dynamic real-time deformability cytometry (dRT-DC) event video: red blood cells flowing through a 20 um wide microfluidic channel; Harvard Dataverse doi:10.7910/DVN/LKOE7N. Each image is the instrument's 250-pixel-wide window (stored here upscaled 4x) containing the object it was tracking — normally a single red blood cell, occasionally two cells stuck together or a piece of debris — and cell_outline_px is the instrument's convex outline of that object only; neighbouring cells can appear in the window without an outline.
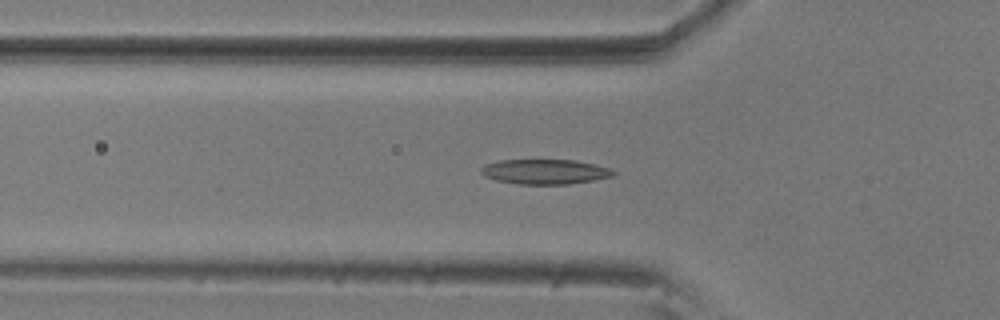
{"species": "common noctule bat (a hibernating species)", "species_latin": "Nyctalus noctula", "temperature_condition": "room temperature", "stored_images_in_passage": 27, "camera_frame_rate_fps": 3000, "um_per_image_px": 0.085, "animal": {"sex": "male", "body_mass_g": 20.5, "forearm_length_mm": 52.5}, "frame": {"image": 1, "passage_image": 19, "time_ms": 6.0, "image_size_px": [1000, 320], "cell_outline_px": [[616, 172], [612, 176], [592, 180], [568, 184], [520, 184], [496, 180], [484, 176], [480, 172], [480, 168], [488, 164], [500, 160], [572, 160], [596, 164], [608, 168]], "centroid_in_image_um": [46.3, 14.59], "position_along_channel_um": 79.5, "area_um2": 18.96}}
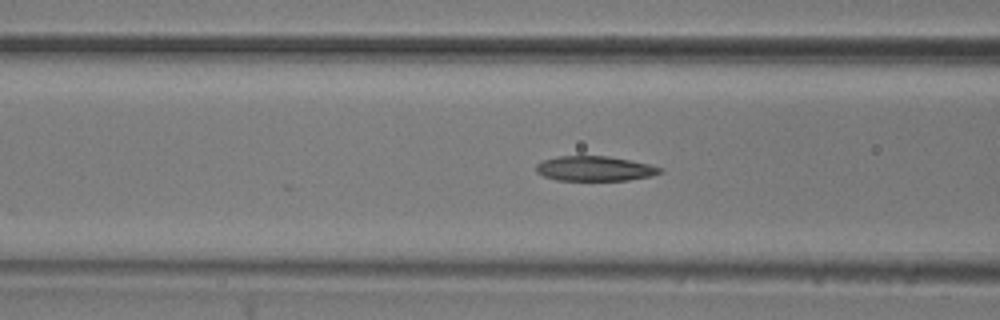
{"frame": {"image": 2, "passage_image": 22, "time_ms": 7.0, "image_size_px": [1000, 320], "cell_outline_px": [[664, 172], [652, 176], [628, 180], [556, 180], [544, 176], [536, 172], [536, 164], [544, 160], [556, 156], [608, 156], [648, 164], [664, 168]], "centroid_in_image_um": [50.57, 14.33], "position_along_channel_um": 116.0, "area_um2": 17.98}}
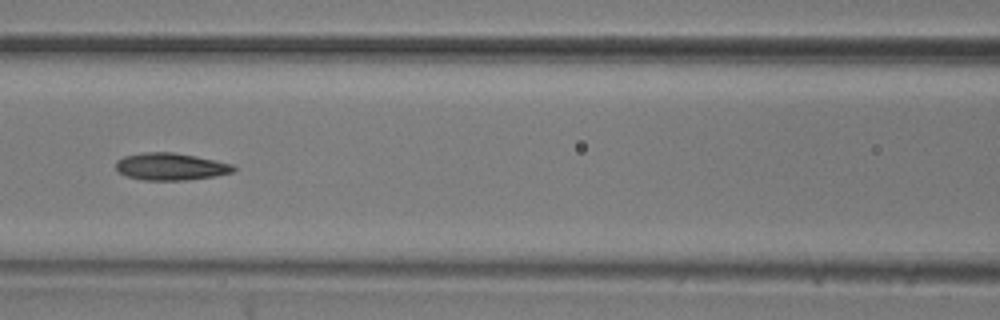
{"frame": {"image": 3, "passage_image": 25, "time_ms": 8.0, "image_size_px": [1000, 320], "cell_outline_px": [[236, 168], [232, 172], [216, 176], [184, 180], [144, 180], [128, 176], [120, 172], [116, 168], [116, 160], [124, 156], [144, 152], [172, 152], [196, 156], [232, 164]], "centroid_in_image_um": [14.5, 14.15], "position_along_channel_um": 152.1, "area_um2": 18.5}}